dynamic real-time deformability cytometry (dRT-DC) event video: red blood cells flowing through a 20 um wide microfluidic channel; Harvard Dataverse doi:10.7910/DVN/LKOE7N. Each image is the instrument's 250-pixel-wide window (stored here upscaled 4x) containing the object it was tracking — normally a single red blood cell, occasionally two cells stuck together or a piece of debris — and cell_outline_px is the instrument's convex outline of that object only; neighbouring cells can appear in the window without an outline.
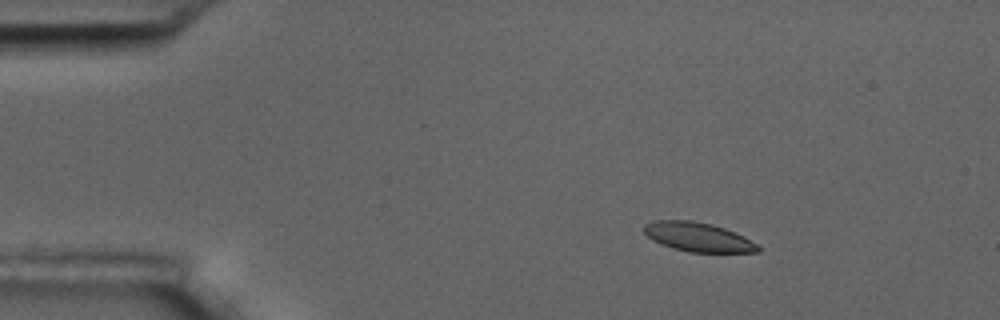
{"species": "common noctule bat (a hibernating species)", "species_latin": "Nyctalus noctula", "temperature_condition": "room temperature", "stored_images_in_passage": 15, "camera_frame_rate_fps": 3000, "um_per_image_px": 0.085, "animal": {"sex": "male", "body_mass_g": 17.5, "forearm_length_mm": 52.3}, "frame": {"image": 1, "passage_image": 3, "time_ms": 2.333, "image_size_px": [1000, 320], "cell_outline_px": [[760, 252], [688, 252], [672, 248], [652, 240], [644, 232], [644, 224], [652, 220], [692, 220], [712, 224], [736, 232], [744, 236], [756, 244], [760, 248]], "centroid_in_image_um": [59.32, 20.14], "position_along_channel_um": 25.7, "area_um2": 19.42}}
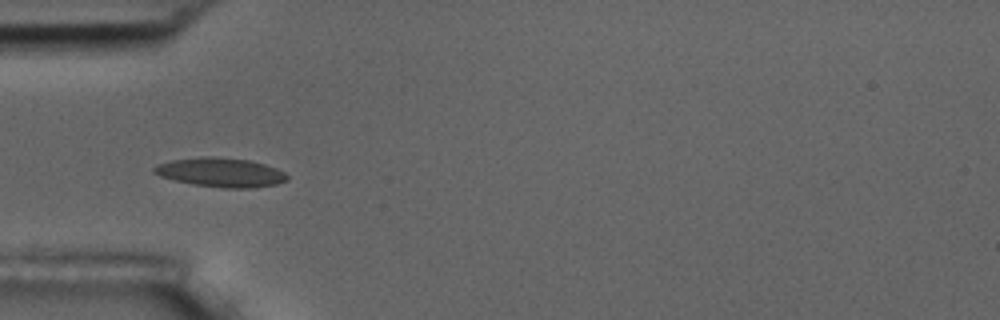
{"frame": {"image": 2, "passage_image": 5, "time_ms": 5.333, "image_size_px": [1000, 320], "cell_outline_px": [[288, 180], [276, 184], [252, 188], [220, 188], [192, 184], [160, 176], [152, 172], [152, 168], [156, 164], [172, 160], [200, 156], [212, 156], [252, 160], [276, 168], [284, 172], [288, 176]], "centroid_in_image_um": [18.75, 14.65], "position_along_channel_um": 66.3, "area_um2": 22.83}}
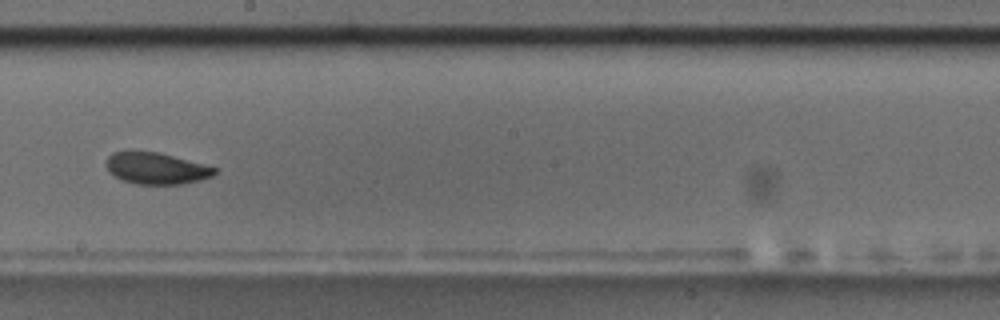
{"frame": {"image": 3, "passage_image": 9, "time_ms": 10.0, "image_size_px": [1000, 320], "cell_outline_px": [[216, 172], [212, 176], [200, 180], [180, 184], [136, 184], [124, 180], [108, 172], [104, 164], [108, 156], [112, 152], [128, 148], [160, 152], [216, 168]], "centroid_in_image_um": [13.18, 14.26], "position_along_channel_um": 235.0, "area_um2": 20.4}, "authors_computed_cell_mechanics": {"area_um2": 19.941, "velocity_mm_per_s": 3.6349, "shape_relaxation_time_tau1_ms": 1.4115, "shape_relaxation_time_tau2_ms": 1.7852, "deformation_change_tau1": 0.1097, "deformation_change_tau2": 0.0716}}